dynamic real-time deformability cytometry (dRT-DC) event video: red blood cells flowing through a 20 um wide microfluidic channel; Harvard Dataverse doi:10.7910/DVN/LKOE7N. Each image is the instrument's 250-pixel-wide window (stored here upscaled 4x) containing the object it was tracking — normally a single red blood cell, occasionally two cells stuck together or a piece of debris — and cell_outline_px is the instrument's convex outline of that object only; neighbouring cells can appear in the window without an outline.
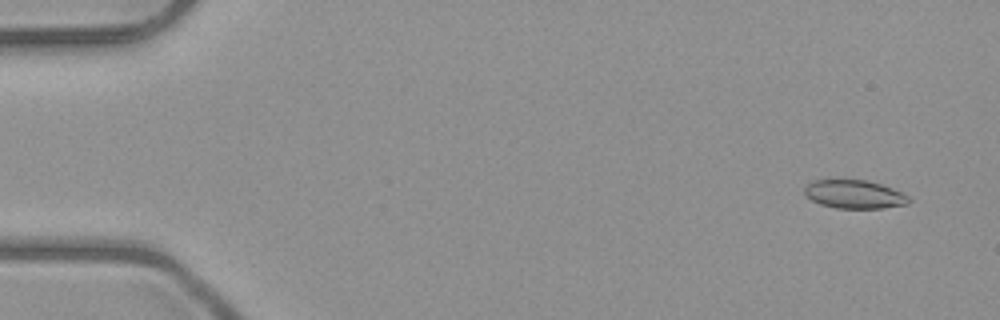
{"species": "common noctule bat (a hibernating species)", "species_latin": "Nyctalus noctula", "temperature_condition": "room temperature", "stored_images_in_passage": 7, "camera_frame_rate_fps": 3000, "um_per_image_px": 0.085, "animal": {"sex": "male", "body_mass_g": 23.1, "forearm_length_mm": 52.7}, "frame": {"image": 1, "passage_image": 1, "time_ms": 0.0, "image_size_px": [1000, 320], "cell_outline_px": [[912, 200], [908, 204], [884, 208], [836, 208], [820, 204], [812, 200], [804, 192], [804, 188], [812, 180], [868, 180], [892, 188], [908, 196]], "centroid_in_image_um": [72.64, 16.52], "position_along_channel_um": 12.4, "area_um2": 17.22}}
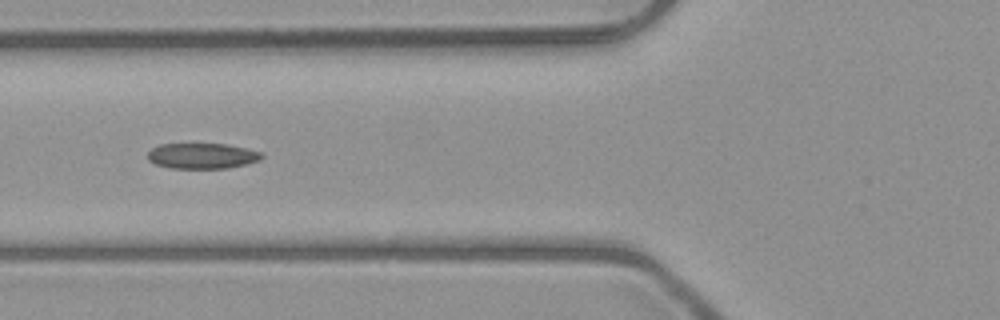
{"frame": {"image": 2, "passage_image": 6, "time_ms": 5.667, "image_size_px": [1000, 320], "cell_outline_px": [[264, 156], [260, 160], [228, 168], [168, 168], [156, 164], [148, 160], [148, 152], [152, 148], [160, 144], [228, 144], [248, 148], [264, 152]], "centroid_in_image_um": [17.22, 13.24], "position_along_channel_um": 108.6, "area_um2": 17.11}}
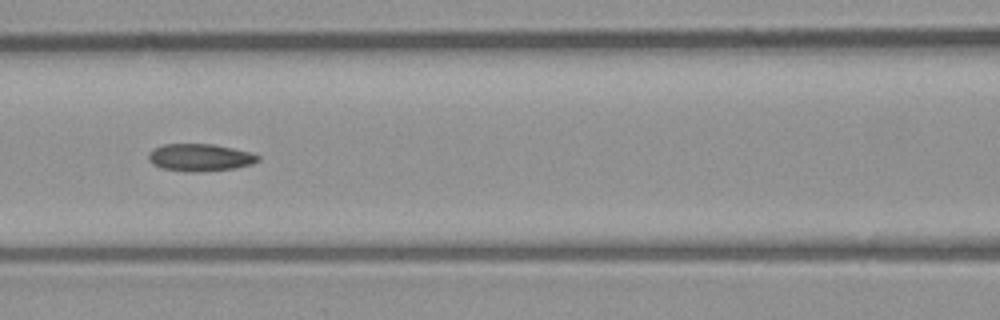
{"frame": {"image": 3, "passage_image": 7, "time_ms": 6.667, "image_size_px": [1000, 320], "cell_outline_px": [[260, 160], [252, 164], [236, 168], [196, 172], [188, 172], [160, 168], [152, 164], [148, 160], [148, 152], [152, 148], [164, 144], [212, 144], [252, 152], [260, 156]], "centroid_in_image_um": [16.98, 13.39], "position_along_channel_um": 149.6, "area_um2": 17.69}}